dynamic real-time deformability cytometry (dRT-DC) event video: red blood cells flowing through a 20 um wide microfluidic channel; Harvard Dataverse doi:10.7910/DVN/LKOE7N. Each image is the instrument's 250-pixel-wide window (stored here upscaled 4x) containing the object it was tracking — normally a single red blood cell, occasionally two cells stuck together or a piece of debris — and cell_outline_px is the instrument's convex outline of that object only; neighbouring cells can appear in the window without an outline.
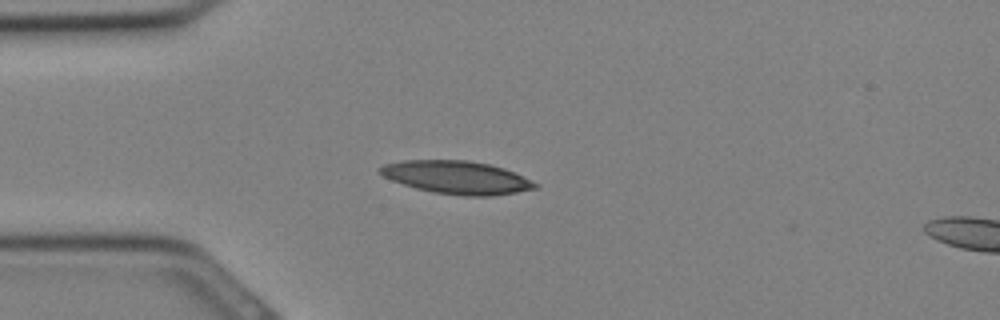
{"species": "Egyptian fruit bat (a non-hibernating species)", "species_latin": "Rousettus aegyptiacus", "temperature_condition": "cold", "stored_images_in_passage": 12, "camera_frame_rate_fps": 3000, "um_per_image_px": 0.085, "animal": {"sex": "female"}, "frame": {"image": 1, "passage_image": 1, "time_ms": 0.0, "image_size_px": [1000, 320], "cell_outline_px": [[540, 184], [536, 188], [516, 192], [492, 196], [464, 196], [432, 192], [416, 188], [392, 180], [376, 172], [376, 168], [384, 164], [404, 160], [468, 160], [488, 164], [504, 168]], "centroid_in_image_um": [38.79, 15.08], "position_along_channel_um": 46.2, "area_um2": 29.82}}
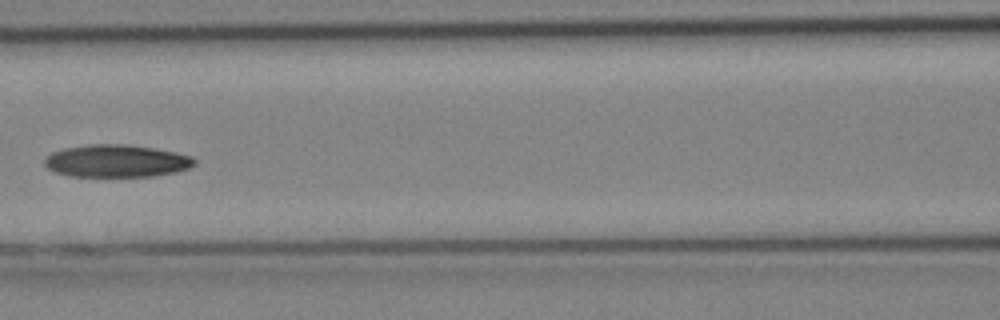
{"frame": {"image": 2, "passage_image": 7, "time_ms": 2.0, "image_size_px": [1000, 320], "cell_outline_px": [[196, 164], [188, 168], [176, 172], [152, 176], [68, 176], [56, 172], [48, 168], [44, 164], [44, 160], [52, 152], [64, 148], [88, 144], [124, 144], [152, 148], [192, 156], [196, 160]], "centroid_in_image_um": [9.89, 13.68], "position_along_channel_um": 156.7, "area_um2": 28.21}}
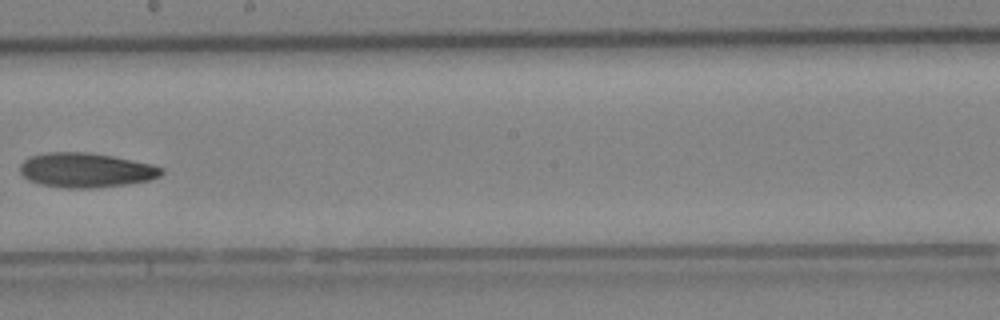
{"frame": {"image": 3, "passage_image": 11, "time_ms": 3.333, "image_size_px": [1000, 320], "cell_outline_px": [[164, 172], [160, 176], [148, 180], [128, 184], [96, 188], [64, 188], [40, 184], [28, 180], [20, 172], [20, 164], [24, 160], [32, 156], [48, 152], [88, 152], [112, 156], [152, 164], [164, 168]], "centroid_in_image_um": [7.31, 14.47], "position_along_channel_um": 240.9, "area_um2": 28.55}}